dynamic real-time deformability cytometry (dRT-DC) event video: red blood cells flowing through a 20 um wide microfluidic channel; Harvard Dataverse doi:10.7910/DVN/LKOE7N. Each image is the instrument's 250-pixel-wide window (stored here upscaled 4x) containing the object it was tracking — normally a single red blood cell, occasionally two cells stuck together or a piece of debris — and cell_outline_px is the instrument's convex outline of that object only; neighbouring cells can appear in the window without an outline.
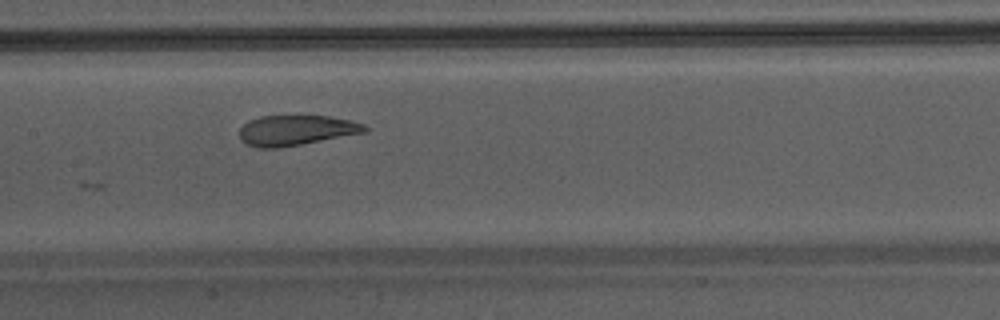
{"species": "Egyptian fruit bat (a non-hibernating species)", "species_latin": "Rousettus aegyptiacus", "temperature_condition": "warm", "stored_images_in_passage": 14, "camera_frame_rate_fps": 3000, "um_per_image_px": 0.085, "animal": {"sex": "male"}, "frame": {"image": 1, "passage_image": 9, "time_ms": 2.667, "image_size_px": [1000, 320], "cell_outline_px": [[368, 132], [280, 148], [260, 148], [248, 144], [240, 140], [240, 128], [248, 120], [260, 116], [328, 116], [352, 120], [364, 124], [368, 128]], "centroid_in_image_um": [25.19, 11.07], "position_along_channel_um": 182.2, "area_um2": 22.2}}
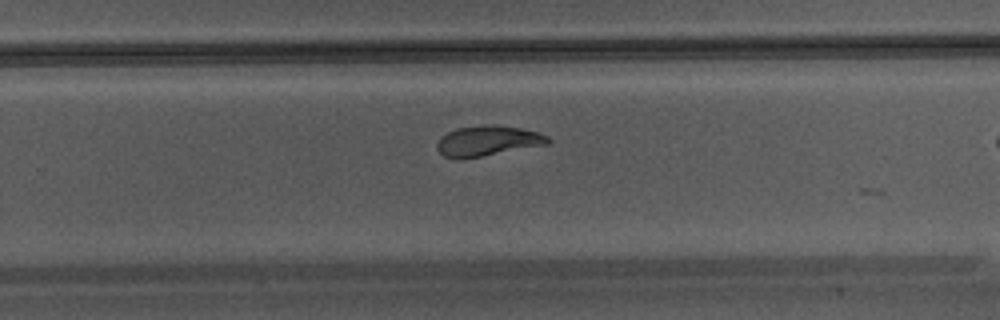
{"frame": {"image": 2, "passage_image": 13, "time_ms": 4.0, "image_size_px": [1000, 320], "cell_outline_px": [[552, 140], [548, 144], [460, 160], [444, 156], [436, 148], [436, 144], [440, 136], [456, 128], [492, 124], [520, 128], [540, 132], [548, 136]], "centroid_in_image_um": [41.44, 11.98], "position_along_channel_um": 288.4, "area_um2": 19.71}}